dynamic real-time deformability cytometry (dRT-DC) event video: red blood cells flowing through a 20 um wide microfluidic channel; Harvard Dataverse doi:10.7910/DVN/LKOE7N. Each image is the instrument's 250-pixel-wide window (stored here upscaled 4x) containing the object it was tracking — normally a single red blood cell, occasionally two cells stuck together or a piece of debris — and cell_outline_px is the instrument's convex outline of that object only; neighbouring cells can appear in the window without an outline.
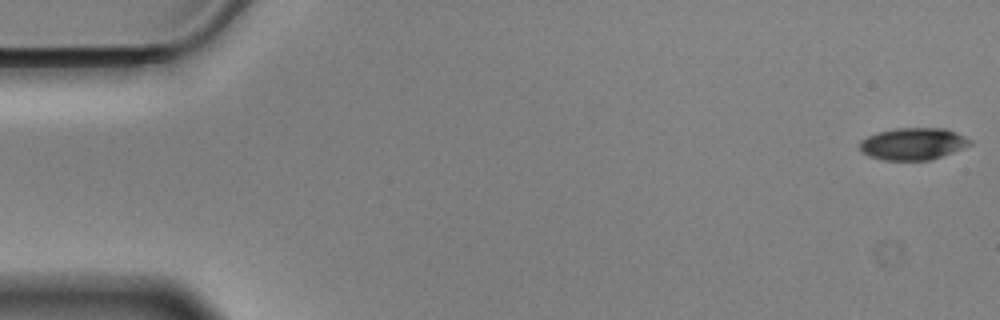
{"species": "Egyptian fruit bat (a non-hibernating species)", "species_latin": "Rousettus aegyptiacus", "temperature_condition": "cold", "stored_images_in_passage": 57, "camera_frame_rate_fps": 3000, "um_per_image_px": 0.085, "animal": {"sex": "male"}, "frame": {"image": 1, "passage_image": 1, "time_ms": 0.0, "image_size_px": [1000, 320], "cell_outline_px": [[972, 144], [952, 152], [928, 160], [884, 160], [868, 156], [860, 152], [860, 140], [868, 136], [880, 132], [896, 128], [944, 128], [964, 136], [972, 140]], "centroid_in_image_um": [77.58, 12.22], "position_along_channel_um": 7.4, "area_um2": 20.4}}
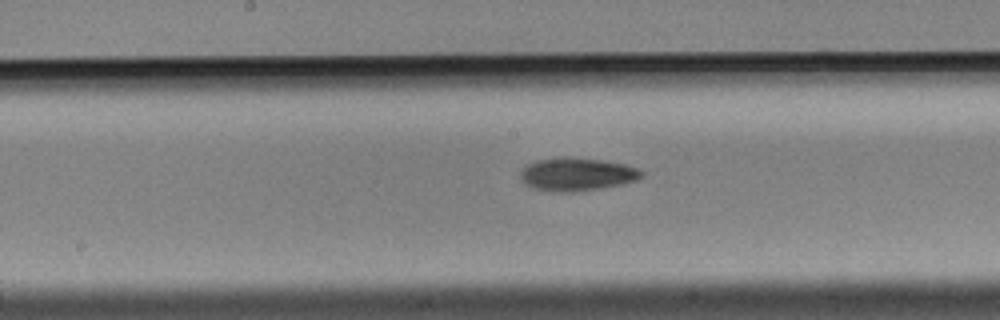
{"frame": {"image": 2, "passage_image": 29, "time_ms": 9.333, "image_size_px": [1000, 320], "cell_outline_px": [[644, 176], [636, 180], [624, 184], [600, 188], [568, 192], [552, 192], [532, 188], [524, 184], [520, 180], [520, 172], [528, 164], [536, 160], [564, 156], [568, 156], [600, 160], [624, 164], [640, 168], [644, 172]], "centroid_in_image_um": [49.03, 14.81], "position_along_channel_um": 199.2, "area_um2": 23.64}}
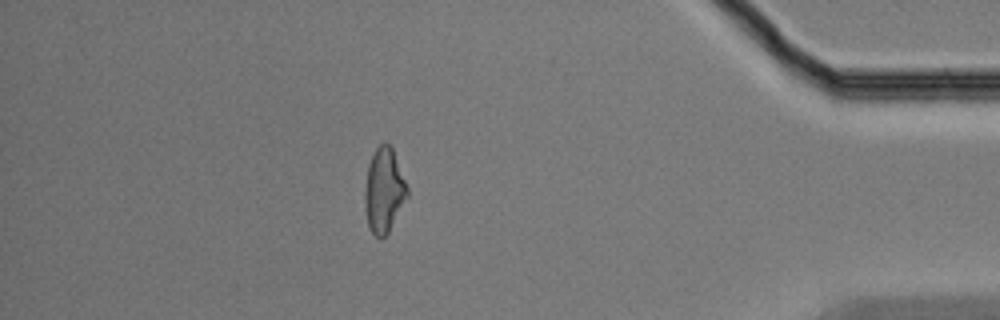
{"frame": {"image": 3, "passage_image": 50, "time_ms": 16.333, "image_size_px": [1000, 320], "cell_outline_px": [[408, 196], [388, 232], [380, 240], [368, 228], [364, 204], [364, 192], [368, 164], [376, 148], [384, 140], [392, 144], [408, 188]], "centroid_in_image_um": [32.63, 16.14], "position_along_channel_um": 402.6, "area_um2": 21.21}, "authors_computed_cell_mechanics": {"area_um2": 21.4438, "velocity_mm_per_s": 3.5076, "shape_relaxation_time_tau1_ms": 5.4093, "shape_relaxation_time_tau2_ms": 4.2865, "deformation_change_tau1": 0.1431, "deformation_change_tau2": 0.1223}}